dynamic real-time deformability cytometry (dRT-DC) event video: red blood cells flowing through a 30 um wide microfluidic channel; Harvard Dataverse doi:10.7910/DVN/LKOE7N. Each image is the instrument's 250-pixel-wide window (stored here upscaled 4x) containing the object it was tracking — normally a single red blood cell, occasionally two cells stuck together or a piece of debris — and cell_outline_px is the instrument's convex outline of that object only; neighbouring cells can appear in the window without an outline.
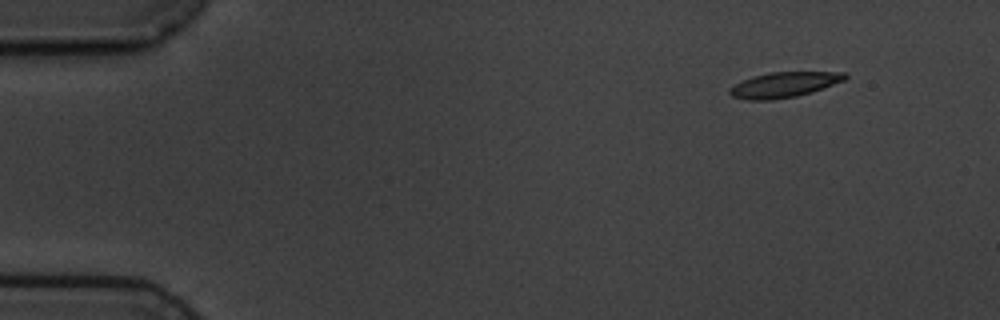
{"species": "common noctule bat (a hibernating species)", "species_latin": "Nyctalus noctula", "temperature_condition": "cold", "stored_images_in_passage": 13, "camera_frame_rate_fps": 3000, "um_per_image_px": 0.085, "animal": {"sex": "male", "body_mass_g": 19.5, "forearm_length_mm": 54.6}, "frame": {"image": 1, "passage_image": 1, "time_ms": 0.0, "image_size_px": [1000, 320], "cell_outline_px": [[848, 76], [844, 80], [812, 92], [796, 96], [772, 100], [748, 100], [732, 96], [728, 92], [728, 88], [740, 80], [752, 76], [772, 72], [844, 72]], "centroid_in_image_um": [66.58, 7.2], "position_along_channel_um": 18.4, "area_um2": 17.05}}
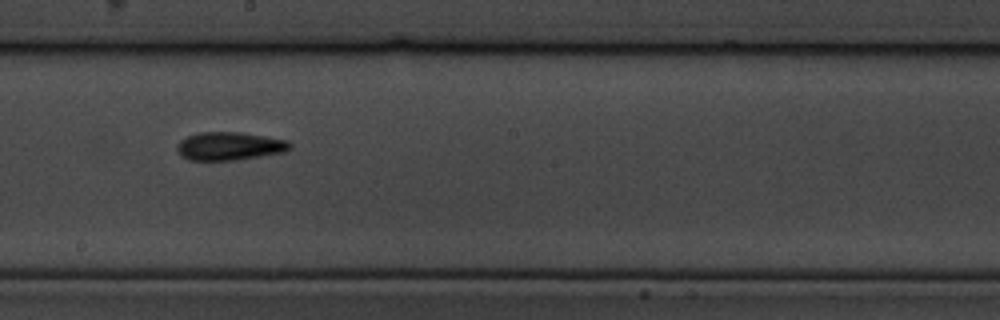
{"frame": {"image": 2, "passage_image": 7, "time_ms": 8.667, "image_size_px": [1000, 320], "cell_outline_px": [[292, 148], [284, 152], [236, 160], [188, 160], [180, 156], [176, 152], [176, 144], [180, 140], [188, 136], [200, 132], [240, 132], [288, 140], [292, 144]], "centroid_in_image_um": [19.48, 12.42], "position_along_channel_um": 228.7, "area_um2": 18.73}}
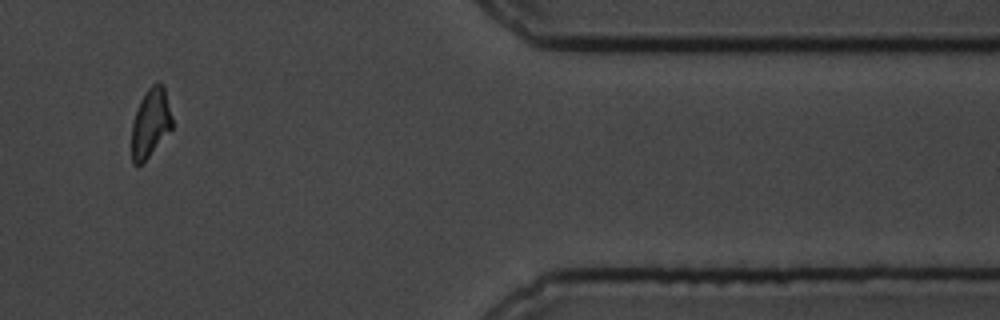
{"frame": {"image": 3, "passage_image": 12, "time_ms": 14.333, "image_size_px": [1000, 320], "cell_outline_px": [[172, 128], [148, 156], [140, 164], [132, 164], [132, 124], [140, 100], [148, 88], [152, 84], [160, 84], [164, 88], [172, 116]], "centroid_in_image_um": [12.78, 10.44], "position_along_channel_um": 398.6, "area_um2": 15.72}, "authors_computed_cell_mechanics": {"area_um2": 17.051, "velocity_mm_per_s": 3.566, "shape_relaxation_time_tau1_ms": 6.1646, "shape_relaxation_time_tau2_ms": 8.7799, "deformation_change_tau1": 0.1484, "deformation_change_tau2": 0.1961}}